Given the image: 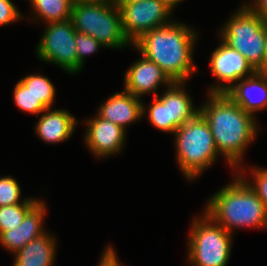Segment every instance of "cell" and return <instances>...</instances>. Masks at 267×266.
<instances>
[{
	"label": "cell",
	"instance_id": "7",
	"mask_svg": "<svg viewBox=\"0 0 267 266\" xmlns=\"http://www.w3.org/2000/svg\"><path fill=\"white\" fill-rule=\"evenodd\" d=\"M197 218L192 222L189 235L188 261L193 266H226L233 234L205 213Z\"/></svg>",
	"mask_w": 267,
	"mask_h": 266
},
{
	"label": "cell",
	"instance_id": "26",
	"mask_svg": "<svg viewBox=\"0 0 267 266\" xmlns=\"http://www.w3.org/2000/svg\"><path fill=\"white\" fill-rule=\"evenodd\" d=\"M238 172V175L250 186V188L257 194L258 198L263 202L266 211H267V168H252V174L251 175L254 180L252 183L248 182V179H245L246 177L243 175L244 171ZM240 173V174H239Z\"/></svg>",
	"mask_w": 267,
	"mask_h": 266
},
{
	"label": "cell",
	"instance_id": "29",
	"mask_svg": "<svg viewBox=\"0 0 267 266\" xmlns=\"http://www.w3.org/2000/svg\"><path fill=\"white\" fill-rule=\"evenodd\" d=\"M245 4L267 22V0H254L253 4Z\"/></svg>",
	"mask_w": 267,
	"mask_h": 266
},
{
	"label": "cell",
	"instance_id": "6",
	"mask_svg": "<svg viewBox=\"0 0 267 266\" xmlns=\"http://www.w3.org/2000/svg\"><path fill=\"white\" fill-rule=\"evenodd\" d=\"M221 30V41L241 53L256 71L263 66L266 49L263 18L244 4Z\"/></svg>",
	"mask_w": 267,
	"mask_h": 266
},
{
	"label": "cell",
	"instance_id": "11",
	"mask_svg": "<svg viewBox=\"0 0 267 266\" xmlns=\"http://www.w3.org/2000/svg\"><path fill=\"white\" fill-rule=\"evenodd\" d=\"M141 57L125 73L124 90L139 98L153 91L157 96L158 85L164 84L168 87L173 81L155 62L150 61L143 54Z\"/></svg>",
	"mask_w": 267,
	"mask_h": 266
},
{
	"label": "cell",
	"instance_id": "2",
	"mask_svg": "<svg viewBox=\"0 0 267 266\" xmlns=\"http://www.w3.org/2000/svg\"><path fill=\"white\" fill-rule=\"evenodd\" d=\"M197 33L183 23L171 22L144 33L132 45L155 62L173 82H186L197 68L193 47Z\"/></svg>",
	"mask_w": 267,
	"mask_h": 266
},
{
	"label": "cell",
	"instance_id": "25",
	"mask_svg": "<svg viewBox=\"0 0 267 266\" xmlns=\"http://www.w3.org/2000/svg\"><path fill=\"white\" fill-rule=\"evenodd\" d=\"M75 41L77 43V73L80 72L84 65L86 55H90L98 50L100 47H104L94 37L76 32Z\"/></svg>",
	"mask_w": 267,
	"mask_h": 266
},
{
	"label": "cell",
	"instance_id": "12",
	"mask_svg": "<svg viewBox=\"0 0 267 266\" xmlns=\"http://www.w3.org/2000/svg\"><path fill=\"white\" fill-rule=\"evenodd\" d=\"M85 122L88 125L85 142L92 154L97 158L108 157L121 151L127 130L98 115Z\"/></svg>",
	"mask_w": 267,
	"mask_h": 266
},
{
	"label": "cell",
	"instance_id": "9",
	"mask_svg": "<svg viewBox=\"0 0 267 266\" xmlns=\"http://www.w3.org/2000/svg\"><path fill=\"white\" fill-rule=\"evenodd\" d=\"M120 11L124 34L133 44L144 33L171 23L173 10L164 0H139L122 5Z\"/></svg>",
	"mask_w": 267,
	"mask_h": 266
},
{
	"label": "cell",
	"instance_id": "23",
	"mask_svg": "<svg viewBox=\"0 0 267 266\" xmlns=\"http://www.w3.org/2000/svg\"><path fill=\"white\" fill-rule=\"evenodd\" d=\"M21 189L18 182L11 176L0 177V206L20 203H38L40 200L26 198L20 201Z\"/></svg>",
	"mask_w": 267,
	"mask_h": 266
},
{
	"label": "cell",
	"instance_id": "28",
	"mask_svg": "<svg viewBox=\"0 0 267 266\" xmlns=\"http://www.w3.org/2000/svg\"><path fill=\"white\" fill-rule=\"evenodd\" d=\"M116 255L117 254L113 250L112 246L107 247L102 254V258L100 259L98 266H122Z\"/></svg>",
	"mask_w": 267,
	"mask_h": 266
},
{
	"label": "cell",
	"instance_id": "19",
	"mask_svg": "<svg viewBox=\"0 0 267 266\" xmlns=\"http://www.w3.org/2000/svg\"><path fill=\"white\" fill-rule=\"evenodd\" d=\"M36 17L47 23L67 21L71 17L75 0H30Z\"/></svg>",
	"mask_w": 267,
	"mask_h": 266
},
{
	"label": "cell",
	"instance_id": "21",
	"mask_svg": "<svg viewBox=\"0 0 267 266\" xmlns=\"http://www.w3.org/2000/svg\"><path fill=\"white\" fill-rule=\"evenodd\" d=\"M37 203H20L15 205L0 206V234L4 231L17 228L25 215Z\"/></svg>",
	"mask_w": 267,
	"mask_h": 266
},
{
	"label": "cell",
	"instance_id": "32",
	"mask_svg": "<svg viewBox=\"0 0 267 266\" xmlns=\"http://www.w3.org/2000/svg\"><path fill=\"white\" fill-rule=\"evenodd\" d=\"M182 0H164V2L170 7L172 8V10L174 9V7L181 2Z\"/></svg>",
	"mask_w": 267,
	"mask_h": 266
},
{
	"label": "cell",
	"instance_id": "8",
	"mask_svg": "<svg viewBox=\"0 0 267 266\" xmlns=\"http://www.w3.org/2000/svg\"><path fill=\"white\" fill-rule=\"evenodd\" d=\"M44 35L37 45L38 58L54 63L68 73H77L76 30L69 19L63 22L47 23Z\"/></svg>",
	"mask_w": 267,
	"mask_h": 266
},
{
	"label": "cell",
	"instance_id": "10",
	"mask_svg": "<svg viewBox=\"0 0 267 266\" xmlns=\"http://www.w3.org/2000/svg\"><path fill=\"white\" fill-rule=\"evenodd\" d=\"M209 64L212 74L218 81V85L209 88L210 93H224L232 86V83H237L256 72L241 53L223 41L211 54ZM219 81L225 84H220Z\"/></svg>",
	"mask_w": 267,
	"mask_h": 266
},
{
	"label": "cell",
	"instance_id": "27",
	"mask_svg": "<svg viewBox=\"0 0 267 266\" xmlns=\"http://www.w3.org/2000/svg\"><path fill=\"white\" fill-rule=\"evenodd\" d=\"M20 18L23 16L11 0H0V25H8Z\"/></svg>",
	"mask_w": 267,
	"mask_h": 266
},
{
	"label": "cell",
	"instance_id": "13",
	"mask_svg": "<svg viewBox=\"0 0 267 266\" xmlns=\"http://www.w3.org/2000/svg\"><path fill=\"white\" fill-rule=\"evenodd\" d=\"M224 93L245 112L254 116L255 112L267 106V73L256 71L232 84Z\"/></svg>",
	"mask_w": 267,
	"mask_h": 266
},
{
	"label": "cell",
	"instance_id": "24",
	"mask_svg": "<svg viewBox=\"0 0 267 266\" xmlns=\"http://www.w3.org/2000/svg\"><path fill=\"white\" fill-rule=\"evenodd\" d=\"M153 99V104H150L148 110L151 124L164 132L175 133L178 127L173 122H168L167 104H164L157 96Z\"/></svg>",
	"mask_w": 267,
	"mask_h": 266
},
{
	"label": "cell",
	"instance_id": "18",
	"mask_svg": "<svg viewBox=\"0 0 267 266\" xmlns=\"http://www.w3.org/2000/svg\"><path fill=\"white\" fill-rule=\"evenodd\" d=\"M56 239L47 232L31 240L17 251L13 266H52L56 255Z\"/></svg>",
	"mask_w": 267,
	"mask_h": 266
},
{
	"label": "cell",
	"instance_id": "33",
	"mask_svg": "<svg viewBox=\"0 0 267 266\" xmlns=\"http://www.w3.org/2000/svg\"><path fill=\"white\" fill-rule=\"evenodd\" d=\"M76 3L81 2H92V3H104V2H112V0H75Z\"/></svg>",
	"mask_w": 267,
	"mask_h": 266
},
{
	"label": "cell",
	"instance_id": "15",
	"mask_svg": "<svg viewBox=\"0 0 267 266\" xmlns=\"http://www.w3.org/2000/svg\"><path fill=\"white\" fill-rule=\"evenodd\" d=\"M46 205L39 201L24 217L22 223L16 228L0 234V244L12 253L22 249L28 242L36 239L46 232L43 229Z\"/></svg>",
	"mask_w": 267,
	"mask_h": 266
},
{
	"label": "cell",
	"instance_id": "17",
	"mask_svg": "<svg viewBox=\"0 0 267 266\" xmlns=\"http://www.w3.org/2000/svg\"><path fill=\"white\" fill-rule=\"evenodd\" d=\"M184 86L185 82H173L161 96L157 95L164 104H167L168 122H173L178 128L200 112V109L194 108L193 101Z\"/></svg>",
	"mask_w": 267,
	"mask_h": 266
},
{
	"label": "cell",
	"instance_id": "16",
	"mask_svg": "<svg viewBox=\"0 0 267 266\" xmlns=\"http://www.w3.org/2000/svg\"><path fill=\"white\" fill-rule=\"evenodd\" d=\"M46 109L36 124V134L44 142L59 143L68 140L78 120L64 109Z\"/></svg>",
	"mask_w": 267,
	"mask_h": 266
},
{
	"label": "cell",
	"instance_id": "3",
	"mask_svg": "<svg viewBox=\"0 0 267 266\" xmlns=\"http://www.w3.org/2000/svg\"><path fill=\"white\" fill-rule=\"evenodd\" d=\"M204 213L231 234L233 228H267L263 202L238 174L233 182L210 197Z\"/></svg>",
	"mask_w": 267,
	"mask_h": 266
},
{
	"label": "cell",
	"instance_id": "4",
	"mask_svg": "<svg viewBox=\"0 0 267 266\" xmlns=\"http://www.w3.org/2000/svg\"><path fill=\"white\" fill-rule=\"evenodd\" d=\"M177 163L189 181L211 166L219 153L206 119L198 113L176 129Z\"/></svg>",
	"mask_w": 267,
	"mask_h": 266
},
{
	"label": "cell",
	"instance_id": "31",
	"mask_svg": "<svg viewBox=\"0 0 267 266\" xmlns=\"http://www.w3.org/2000/svg\"><path fill=\"white\" fill-rule=\"evenodd\" d=\"M135 1H139V0H112V2H113L118 8H120L122 5L131 3V2H135Z\"/></svg>",
	"mask_w": 267,
	"mask_h": 266
},
{
	"label": "cell",
	"instance_id": "5",
	"mask_svg": "<svg viewBox=\"0 0 267 266\" xmlns=\"http://www.w3.org/2000/svg\"><path fill=\"white\" fill-rule=\"evenodd\" d=\"M70 20L77 32L94 37L104 47L118 49L132 44L123 31L120 8L113 2L76 3Z\"/></svg>",
	"mask_w": 267,
	"mask_h": 266
},
{
	"label": "cell",
	"instance_id": "30",
	"mask_svg": "<svg viewBox=\"0 0 267 266\" xmlns=\"http://www.w3.org/2000/svg\"><path fill=\"white\" fill-rule=\"evenodd\" d=\"M258 72L267 73V22H266V49L263 66L258 70Z\"/></svg>",
	"mask_w": 267,
	"mask_h": 266
},
{
	"label": "cell",
	"instance_id": "22",
	"mask_svg": "<svg viewBox=\"0 0 267 266\" xmlns=\"http://www.w3.org/2000/svg\"><path fill=\"white\" fill-rule=\"evenodd\" d=\"M14 102L18 108L31 114L39 115L47 109L21 81L15 85Z\"/></svg>",
	"mask_w": 267,
	"mask_h": 266
},
{
	"label": "cell",
	"instance_id": "1",
	"mask_svg": "<svg viewBox=\"0 0 267 266\" xmlns=\"http://www.w3.org/2000/svg\"><path fill=\"white\" fill-rule=\"evenodd\" d=\"M200 114L206 119L218 153L223 155L231 168H239L246 147L257 134L254 116L245 112L225 93H210Z\"/></svg>",
	"mask_w": 267,
	"mask_h": 266
},
{
	"label": "cell",
	"instance_id": "14",
	"mask_svg": "<svg viewBox=\"0 0 267 266\" xmlns=\"http://www.w3.org/2000/svg\"><path fill=\"white\" fill-rule=\"evenodd\" d=\"M146 107L139 97L127 91L110 96L99 108L97 115L126 130V126L136 122L145 114Z\"/></svg>",
	"mask_w": 267,
	"mask_h": 266
},
{
	"label": "cell",
	"instance_id": "20",
	"mask_svg": "<svg viewBox=\"0 0 267 266\" xmlns=\"http://www.w3.org/2000/svg\"><path fill=\"white\" fill-rule=\"evenodd\" d=\"M20 81L27 86L32 94L48 109L52 107L55 98V87L51 81L40 74H30Z\"/></svg>",
	"mask_w": 267,
	"mask_h": 266
}]
</instances>
